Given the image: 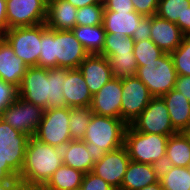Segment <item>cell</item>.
<instances>
[{
    "mask_svg": "<svg viewBox=\"0 0 190 190\" xmlns=\"http://www.w3.org/2000/svg\"><path fill=\"white\" fill-rule=\"evenodd\" d=\"M170 54L177 75L190 76V36H185L181 44Z\"/></svg>",
    "mask_w": 190,
    "mask_h": 190,
    "instance_id": "d6a6232c",
    "label": "cell"
},
{
    "mask_svg": "<svg viewBox=\"0 0 190 190\" xmlns=\"http://www.w3.org/2000/svg\"><path fill=\"white\" fill-rule=\"evenodd\" d=\"M135 12L142 16L156 15L159 0H131Z\"/></svg>",
    "mask_w": 190,
    "mask_h": 190,
    "instance_id": "ab89813d",
    "label": "cell"
},
{
    "mask_svg": "<svg viewBox=\"0 0 190 190\" xmlns=\"http://www.w3.org/2000/svg\"><path fill=\"white\" fill-rule=\"evenodd\" d=\"M27 143L0 144V159L18 175L23 167Z\"/></svg>",
    "mask_w": 190,
    "mask_h": 190,
    "instance_id": "f546056e",
    "label": "cell"
},
{
    "mask_svg": "<svg viewBox=\"0 0 190 190\" xmlns=\"http://www.w3.org/2000/svg\"><path fill=\"white\" fill-rule=\"evenodd\" d=\"M127 124L119 118L93 114L82 139L93 163L107 152L124 146Z\"/></svg>",
    "mask_w": 190,
    "mask_h": 190,
    "instance_id": "277c9868",
    "label": "cell"
},
{
    "mask_svg": "<svg viewBox=\"0 0 190 190\" xmlns=\"http://www.w3.org/2000/svg\"><path fill=\"white\" fill-rule=\"evenodd\" d=\"M112 74L117 78L136 76L138 64L133 52L113 54L110 58Z\"/></svg>",
    "mask_w": 190,
    "mask_h": 190,
    "instance_id": "4dcf8cb0",
    "label": "cell"
},
{
    "mask_svg": "<svg viewBox=\"0 0 190 190\" xmlns=\"http://www.w3.org/2000/svg\"><path fill=\"white\" fill-rule=\"evenodd\" d=\"M75 6L77 9H80L84 6L92 5V4H100L103 3V0H66Z\"/></svg>",
    "mask_w": 190,
    "mask_h": 190,
    "instance_id": "bcb514c9",
    "label": "cell"
},
{
    "mask_svg": "<svg viewBox=\"0 0 190 190\" xmlns=\"http://www.w3.org/2000/svg\"><path fill=\"white\" fill-rule=\"evenodd\" d=\"M184 35L190 36V6L186 8L184 13Z\"/></svg>",
    "mask_w": 190,
    "mask_h": 190,
    "instance_id": "7dc6e473",
    "label": "cell"
},
{
    "mask_svg": "<svg viewBox=\"0 0 190 190\" xmlns=\"http://www.w3.org/2000/svg\"><path fill=\"white\" fill-rule=\"evenodd\" d=\"M159 182L164 190H190V170L174 166Z\"/></svg>",
    "mask_w": 190,
    "mask_h": 190,
    "instance_id": "1f68e13d",
    "label": "cell"
},
{
    "mask_svg": "<svg viewBox=\"0 0 190 190\" xmlns=\"http://www.w3.org/2000/svg\"><path fill=\"white\" fill-rule=\"evenodd\" d=\"M29 136L20 133L0 118V144L27 143Z\"/></svg>",
    "mask_w": 190,
    "mask_h": 190,
    "instance_id": "d590c367",
    "label": "cell"
},
{
    "mask_svg": "<svg viewBox=\"0 0 190 190\" xmlns=\"http://www.w3.org/2000/svg\"><path fill=\"white\" fill-rule=\"evenodd\" d=\"M190 0H159L156 15L176 23L184 34V13Z\"/></svg>",
    "mask_w": 190,
    "mask_h": 190,
    "instance_id": "4316f807",
    "label": "cell"
},
{
    "mask_svg": "<svg viewBox=\"0 0 190 190\" xmlns=\"http://www.w3.org/2000/svg\"><path fill=\"white\" fill-rule=\"evenodd\" d=\"M134 44L131 37L122 36L120 32L106 33L105 44L100 54L109 59L113 54L133 52Z\"/></svg>",
    "mask_w": 190,
    "mask_h": 190,
    "instance_id": "f1b7e54d",
    "label": "cell"
},
{
    "mask_svg": "<svg viewBox=\"0 0 190 190\" xmlns=\"http://www.w3.org/2000/svg\"><path fill=\"white\" fill-rule=\"evenodd\" d=\"M131 126L139 132L172 136L177 133L162 97H153Z\"/></svg>",
    "mask_w": 190,
    "mask_h": 190,
    "instance_id": "9c48e42d",
    "label": "cell"
},
{
    "mask_svg": "<svg viewBox=\"0 0 190 190\" xmlns=\"http://www.w3.org/2000/svg\"><path fill=\"white\" fill-rule=\"evenodd\" d=\"M64 164L60 148L29 137L23 167L18 175L20 190H40Z\"/></svg>",
    "mask_w": 190,
    "mask_h": 190,
    "instance_id": "7a4b0ae2",
    "label": "cell"
},
{
    "mask_svg": "<svg viewBox=\"0 0 190 190\" xmlns=\"http://www.w3.org/2000/svg\"><path fill=\"white\" fill-rule=\"evenodd\" d=\"M104 4H92L78 9L76 25L98 26L103 23Z\"/></svg>",
    "mask_w": 190,
    "mask_h": 190,
    "instance_id": "836d02e7",
    "label": "cell"
},
{
    "mask_svg": "<svg viewBox=\"0 0 190 190\" xmlns=\"http://www.w3.org/2000/svg\"><path fill=\"white\" fill-rule=\"evenodd\" d=\"M63 96L66 107H80L91 105L92 94L79 69H69L63 86Z\"/></svg>",
    "mask_w": 190,
    "mask_h": 190,
    "instance_id": "ac0fdd59",
    "label": "cell"
},
{
    "mask_svg": "<svg viewBox=\"0 0 190 190\" xmlns=\"http://www.w3.org/2000/svg\"><path fill=\"white\" fill-rule=\"evenodd\" d=\"M85 173L67 165L60 166L40 190H74L81 186Z\"/></svg>",
    "mask_w": 190,
    "mask_h": 190,
    "instance_id": "cb8c5ba5",
    "label": "cell"
},
{
    "mask_svg": "<svg viewBox=\"0 0 190 190\" xmlns=\"http://www.w3.org/2000/svg\"><path fill=\"white\" fill-rule=\"evenodd\" d=\"M161 97L166 103L173 128L183 132L190 126V101L175 89Z\"/></svg>",
    "mask_w": 190,
    "mask_h": 190,
    "instance_id": "ffe728a7",
    "label": "cell"
},
{
    "mask_svg": "<svg viewBox=\"0 0 190 190\" xmlns=\"http://www.w3.org/2000/svg\"><path fill=\"white\" fill-rule=\"evenodd\" d=\"M44 110L18 97L6 110L0 114V118L12 128L29 137L35 136L42 121Z\"/></svg>",
    "mask_w": 190,
    "mask_h": 190,
    "instance_id": "30bf717a",
    "label": "cell"
},
{
    "mask_svg": "<svg viewBox=\"0 0 190 190\" xmlns=\"http://www.w3.org/2000/svg\"><path fill=\"white\" fill-rule=\"evenodd\" d=\"M72 31L89 54H100L102 52L106 35L103 24L98 26L76 25Z\"/></svg>",
    "mask_w": 190,
    "mask_h": 190,
    "instance_id": "d4e9b609",
    "label": "cell"
},
{
    "mask_svg": "<svg viewBox=\"0 0 190 190\" xmlns=\"http://www.w3.org/2000/svg\"><path fill=\"white\" fill-rule=\"evenodd\" d=\"M130 158L125 146L107 152L94 163L92 173L101 177L115 190H120Z\"/></svg>",
    "mask_w": 190,
    "mask_h": 190,
    "instance_id": "4fadbf2b",
    "label": "cell"
},
{
    "mask_svg": "<svg viewBox=\"0 0 190 190\" xmlns=\"http://www.w3.org/2000/svg\"><path fill=\"white\" fill-rule=\"evenodd\" d=\"M81 190H115L101 177L92 172L85 173L80 186Z\"/></svg>",
    "mask_w": 190,
    "mask_h": 190,
    "instance_id": "f35d334b",
    "label": "cell"
},
{
    "mask_svg": "<svg viewBox=\"0 0 190 190\" xmlns=\"http://www.w3.org/2000/svg\"><path fill=\"white\" fill-rule=\"evenodd\" d=\"M185 35L176 23L157 15L151 16V40L164 53H171L182 42Z\"/></svg>",
    "mask_w": 190,
    "mask_h": 190,
    "instance_id": "2e32d148",
    "label": "cell"
},
{
    "mask_svg": "<svg viewBox=\"0 0 190 190\" xmlns=\"http://www.w3.org/2000/svg\"><path fill=\"white\" fill-rule=\"evenodd\" d=\"M19 97L18 87L0 79V114Z\"/></svg>",
    "mask_w": 190,
    "mask_h": 190,
    "instance_id": "74e56055",
    "label": "cell"
},
{
    "mask_svg": "<svg viewBox=\"0 0 190 190\" xmlns=\"http://www.w3.org/2000/svg\"><path fill=\"white\" fill-rule=\"evenodd\" d=\"M174 89L190 101V76L178 75Z\"/></svg>",
    "mask_w": 190,
    "mask_h": 190,
    "instance_id": "ee69618b",
    "label": "cell"
},
{
    "mask_svg": "<svg viewBox=\"0 0 190 190\" xmlns=\"http://www.w3.org/2000/svg\"><path fill=\"white\" fill-rule=\"evenodd\" d=\"M78 69L92 95L114 78L109 59L101 54H89Z\"/></svg>",
    "mask_w": 190,
    "mask_h": 190,
    "instance_id": "9a60e30c",
    "label": "cell"
},
{
    "mask_svg": "<svg viewBox=\"0 0 190 190\" xmlns=\"http://www.w3.org/2000/svg\"><path fill=\"white\" fill-rule=\"evenodd\" d=\"M27 68L10 44L0 36V79L19 87Z\"/></svg>",
    "mask_w": 190,
    "mask_h": 190,
    "instance_id": "e0dca14e",
    "label": "cell"
},
{
    "mask_svg": "<svg viewBox=\"0 0 190 190\" xmlns=\"http://www.w3.org/2000/svg\"><path fill=\"white\" fill-rule=\"evenodd\" d=\"M144 17L137 12H114L104 9L102 24L106 33L120 32L122 36L132 37Z\"/></svg>",
    "mask_w": 190,
    "mask_h": 190,
    "instance_id": "44dd1931",
    "label": "cell"
},
{
    "mask_svg": "<svg viewBox=\"0 0 190 190\" xmlns=\"http://www.w3.org/2000/svg\"><path fill=\"white\" fill-rule=\"evenodd\" d=\"M152 167L156 176L160 179L165 176L174 167V165L173 162L165 155L156 160L152 164Z\"/></svg>",
    "mask_w": 190,
    "mask_h": 190,
    "instance_id": "7bdbcfd3",
    "label": "cell"
},
{
    "mask_svg": "<svg viewBox=\"0 0 190 190\" xmlns=\"http://www.w3.org/2000/svg\"><path fill=\"white\" fill-rule=\"evenodd\" d=\"M166 156L177 167L190 166V141L183 132L169 136L166 146Z\"/></svg>",
    "mask_w": 190,
    "mask_h": 190,
    "instance_id": "484cf974",
    "label": "cell"
},
{
    "mask_svg": "<svg viewBox=\"0 0 190 190\" xmlns=\"http://www.w3.org/2000/svg\"><path fill=\"white\" fill-rule=\"evenodd\" d=\"M0 190H20L18 174L0 159Z\"/></svg>",
    "mask_w": 190,
    "mask_h": 190,
    "instance_id": "8d00e7d4",
    "label": "cell"
},
{
    "mask_svg": "<svg viewBox=\"0 0 190 190\" xmlns=\"http://www.w3.org/2000/svg\"><path fill=\"white\" fill-rule=\"evenodd\" d=\"M183 133L187 136V138L189 139L190 141V126H188L184 131Z\"/></svg>",
    "mask_w": 190,
    "mask_h": 190,
    "instance_id": "681fc988",
    "label": "cell"
},
{
    "mask_svg": "<svg viewBox=\"0 0 190 190\" xmlns=\"http://www.w3.org/2000/svg\"><path fill=\"white\" fill-rule=\"evenodd\" d=\"M140 190H164V189L162 188V185L158 181L156 183L147 185V186H145L144 188H142Z\"/></svg>",
    "mask_w": 190,
    "mask_h": 190,
    "instance_id": "c3c4849f",
    "label": "cell"
},
{
    "mask_svg": "<svg viewBox=\"0 0 190 190\" xmlns=\"http://www.w3.org/2000/svg\"><path fill=\"white\" fill-rule=\"evenodd\" d=\"M78 9L66 0H48L45 24L53 30H72Z\"/></svg>",
    "mask_w": 190,
    "mask_h": 190,
    "instance_id": "d6986e66",
    "label": "cell"
},
{
    "mask_svg": "<svg viewBox=\"0 0 190 190\" xmlns=\"http://www.w3.org/2000/svg\"><path fill=\"white\" fill-rule=\"evenodd\" d=\"M93 111L90 105L70 108L69 129L72 140H82L91 121Z\"/></svg>",
    "mask_w": 190,
    "mask_h": 190,
    "instance_id": "83f0119b",
    "label": "cell"
},
{
    "mask_svg": "<svg viewBox=\"0 0 190 190\" xmlns=\"http://www.w3.org/2000/svg\"><path fill=\"white\" fill-rule=\"evenodd\" d=\"M70 107H58L44 110L42 121L35 138L56 148H63L72 139L70 136Z\"/></svg>",
    "mask_w": 190,
    "mask_h": 190,
    "instance_id": "52a82bcc",
    "label": "cell"
},
{
    "mask_svg": "<svg viewBox=\"0 0 190 190\" xmlns=\"http://www.w3.org/2000/svg\"><path fill=\"white\" fill-rule=\"evenodd\" d=\"M134 42L151 39V16H145L131 37Z\"/></svg>",
    "mask_w": 190,
    "mask_h": 190,
    "instance_id": "60d3db41",
    "label": "cell"
},
{
    "mask_svg": "<svg viewBox=\"0 0 190 190\" xmlns=\"http://www.w3.org/2000/svg\"><path fill=\"white\" fill-rule=\"evenodd\" d=\"M177 76L169 53H163L154 61L138 66L136 73V77L148 88L153 97H161L174 89Z\"/></svg>",
    "mask_w": 190,
    "mask_h": 190,
    "instance_id": "5b68a950",
    "label": "cell"
},
{
    "mask_svg": "<svg viewBox=\"0 0 190 190\" xmlns=\"http://www.w3.org/2000/svg\"><path fill=\"white\" fill-rule=\"evenodd\" d=\"M68 68L28 67L18 87L19 97L43 109L65 107L64 80Z\"/></svg>",
    "mask_w": 190,
    "mask_h": 190,
    "instance_id": "6da1fadb",
    "label": "cell"
},
{
    "mask_svg": "<svg viewBox=\"0 0 190 190\" xmlns=\"http://www.w3.org/2000/svg\"><path fill=\"white\" fill-rule=\"evenodd\" d=\"M121 78L114 77L92 96L93 114L121 119Z\"/></svg>",
    "mask_w": 190,
    "mask_h": 190,
    "instance_id": "5bb4252c",
    "label": "cell"
},
{
    "mask_svg": "<svg viewBox=\"0 0 190 190\" xmlns=\"http://www.w3.org/2000/svg\"><path fill=\"white\" fill-rule=\"evenodd\" d=\"M89 55L72 30H53L41 24V51L38 67L78 69Z\"/></svg>",
    "mask_w": 190,
    "mask_h": 190,
    "instance_id": "3957f363",
    "label": "cell"
},
{
    "mask_svg": "<svg viewBox=\"0 0 190 190\" xmlns=\"http://www.w3.org/2000/svg\"><path fill=\"white\" fill-rule=\"evenodd\" d=\"M168 139L169 136L139 132L128 125L125 132L124 146L128 151L130 160L153 164L166 155Z\"/></svg>",
    "mask_w": 190,
    "mask_h": 190,
    "instance_id": "8992f818",
    "label": "cell"
},
{
    "mask_svg": "<svg viewBox=\"0 0 190 190\" xmlns=\"http://www.w3.org/2000/svg\"><path fill=\"white\" fill-rule=\"evenodd\" d=\"M104 9L114 12H135L131 0H103Z\"/></svg>",
    "mask_w": 190,
    "mask_h": 190,
    "instance_id": "b9f144b4",
    "label": "cell"
},
{
    "mask_svg": "<svg viewBox=\"0 0 190 190\" xmlns=\"http://www.w3.org/2000/svg\"><path fill=\"white\" fill-rule=\"evenodd\" d=\"M48 0H6L8 29L45 23Z\"/></svg>",
    "mask_w": 190,
    "mask_h": 190,
    "instance_id": "7c38bea8",
    "label": "cell"
},
{
    "mask_svg": "<svg viewBox=\"0 0 190 190\" xmlns=\"http://www.w3.org/2000/svg\"><path fill=\"white\" fill-rule=\"evenodd\" d=\"M1 36L13 48L15 55L28 67L38 66L41 51V24L7 29Z\"/></svg>",
    "mask_w": 190,
    "mask_h": 190,
    "instance_id": "ba28073f",
    "label": "cell"
},
{
    "mask_svg": "<svg viewBox=\"0 0 190 190\" xmlns=\"http://www.w3.org/2000/svg\"><path fill=\"white\" fill-rule=\"evenodd\" d=\"M8 21L6 13V0H0V36L7 31Z\"/></svg>",
    "mask_w": 190,
    "mask_h": 190,
    "instance_id": "f6af8a7d",
    "label": "cell"
},
{
    "mask_svg": "<svg viewBox=\"0 0 190 190\" xmlns=\"http://www.w3.org/2000/svg\"><path fill=\"white\" fill-rule=\"evenodd\" d=\"M158 181L159 179L153 170L152 164L130 160L120 190H140Z\"/></svg>",
    "mask_w": 190,
    "mask_h": 190,
    "instance_id": "7402d4cb",
    "label": "cell"
},
{
    "mask_svg": "<svg viewBox=\"0 0 190 190\" xmlns=\"http://www.w3.org/2000/svg\"><path fill=\"white\" fill-rule=\"evenodd\" d=\"M122 101L121 119L131 125L148 106L153 95L136 76L121 78Z\"/></svg>",
    "mask_w": 190,
    "mask_h": 190,
    "instance_id": "8fae6325",
    "label": "cell"
},
{
    "mask_svg": "<svg viewBox=\"0 0 190 190\" xmlns=\"http://www.w3.org/2000/svg\"><path fill=\"white\" fill-rule=\"evenodd\" d=\"M64 165L82 171L91 172L94 163L91 161L86 143L83 140H71L61 148Z\"/></svg>",
    "mask_w": 190,
    "mask_h": 190,
    "instance_id": "603a6c76",
    "label": "cell"
},
{
    "mask_svg": "<svg viewBox=\"0 0 190 190\" xmlns=\"http://www.w3.org/2000/svg\"><path fill=\"white\" fill-rule=\"evenodd\" d=\"M133 53L138 66H144V63L154 61L164 52L149 39L135 42Z\"/></svg>",
    "mask_w": 190,
    "mask_h": 190,
    "instance_id": "e575fe53",
    "label": "cell"
}]
</instances>
